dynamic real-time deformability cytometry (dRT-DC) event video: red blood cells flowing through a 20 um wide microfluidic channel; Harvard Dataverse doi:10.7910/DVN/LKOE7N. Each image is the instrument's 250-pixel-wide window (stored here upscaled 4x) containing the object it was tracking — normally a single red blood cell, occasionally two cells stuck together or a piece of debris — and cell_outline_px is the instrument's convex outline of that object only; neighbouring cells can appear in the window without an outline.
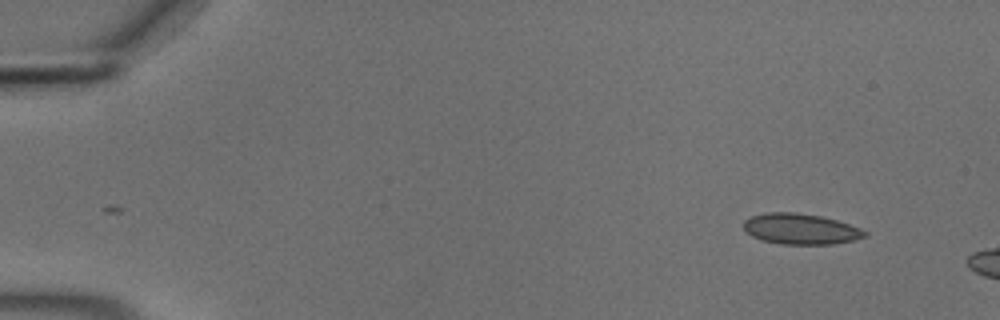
{"species": "common noctule bat (a hibernating species)", "species_latin": "Nyctalus noctula", "temperature_condition": "cold", "stored_images_in_passage": 12, "camera_frame_rate_fps": 3000, "um_per_image_px": 0.085, "animal": {"sex": "male", "body_mass_g": 18.8}, "frame": {"image": 1, "passage_image": 1, "time_ms": 0.0, "image_size_px": [1000, 320], "cell_outline_px": [[868, 236], [836, 244], [780, 244], [760, 240], [752, 236], [744, 228], [744, 220], [752, 216], [764, 212], [796, 212], [820, 216], [836, 220], [860, 228], [868, 232]], "centroid_in_image_um": [68.05, 19.46], "position_along_channel_um": 17.0, "area_um2": 21.73}}